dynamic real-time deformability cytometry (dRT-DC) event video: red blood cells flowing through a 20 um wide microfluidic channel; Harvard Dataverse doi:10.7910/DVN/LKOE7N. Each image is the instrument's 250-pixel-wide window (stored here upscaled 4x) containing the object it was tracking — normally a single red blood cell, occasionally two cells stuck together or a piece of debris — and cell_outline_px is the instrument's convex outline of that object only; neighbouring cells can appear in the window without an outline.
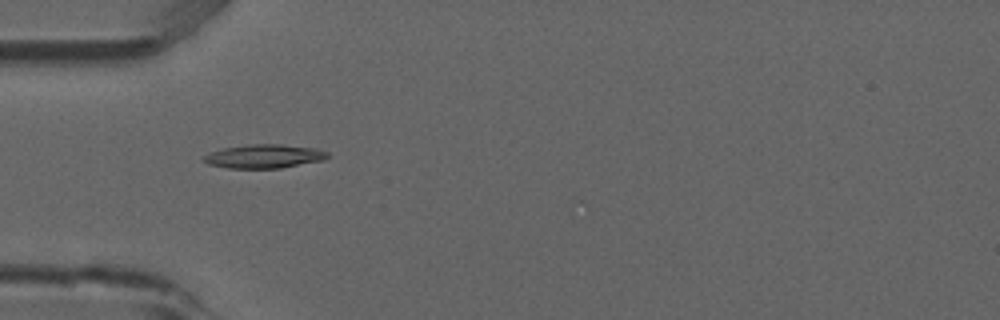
{"species": "common noctule bat (a hibernating species)", "species_latin": "Nyctalus noctula", "temperature_condition": "room temperature", "stored_images_in_passage": 6, "camera_frame_rate_fps": 3000, "um_per_image_px": 0.085, "animal": {"sex": "male", "forearm_length_mm": 52.5}, "frame": {"image": 1, "passage_image": 5, "time_ms": 1.333, "image_size_px": [1000, 320], "cell_outline_px": [[328, 156], [324, 160], [280, 168], [228, 168], [208, 164], [204, 160], [204, 156], [212, 152], [224, 148], [248, 144], [280, 144], [316, 148], [328, 152]], "centroid_in_image_um": [22.48, 13.28], "position_along_channel_um": 62.5, "area_um2": 16.99}}
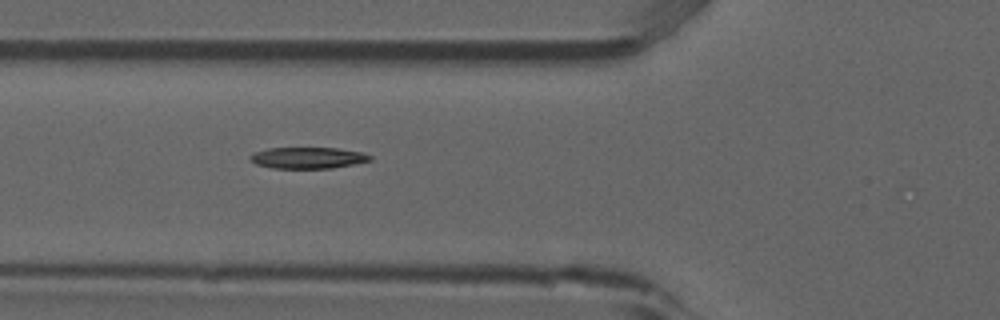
{"frame": {"image": 2, "passage_image": 6, "time_ms": 1.667, "image_size_px": [1000, 320], "cell_outline_px": [[372, 160], [332, 168], [272, 168], [256, 164], [248, 156], [252, 152], [268, 148], [336, 148], [364, 152], [372, 156]], "centroid_in_image_um": [26.16, 13.41], "position_along_channel_um": 99.6, "area_um2": 14.91}}